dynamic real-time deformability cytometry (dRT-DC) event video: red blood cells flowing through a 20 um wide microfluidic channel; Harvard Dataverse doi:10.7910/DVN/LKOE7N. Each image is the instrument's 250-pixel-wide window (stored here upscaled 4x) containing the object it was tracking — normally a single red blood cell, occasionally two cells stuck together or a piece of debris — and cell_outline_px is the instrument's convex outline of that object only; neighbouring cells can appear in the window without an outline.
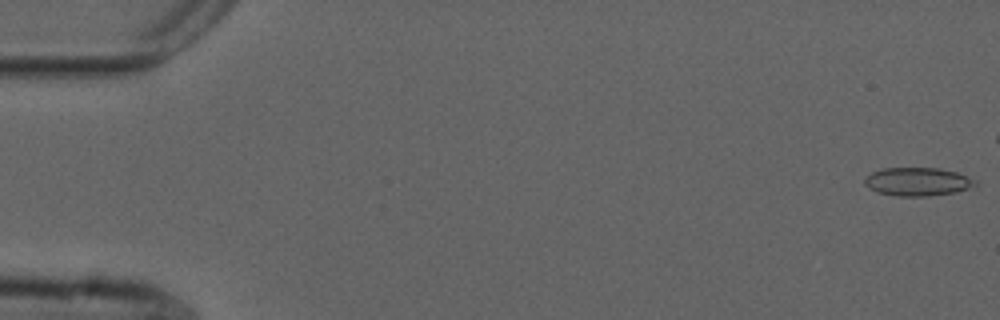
{"species": "common noctule bat (a hibernating species)", "species_latin": "Nyctalus noctula", "temperature_condition": "cold", "stored_images_in_passage": 22, "camera_frame_rate_fps": 3000, "um_per_image_px": 0.085, "animal": {"sex": "male", "forearm_length_mm": 52.5}, "frame": {"image": 1, "passage_image": 1, "time_ms": 0.0, "image_size_px": [1000, 320], "cell_outline_px": [[976, 184], [968, 188], [956, 192], [928, 196], [896, 196], [876, 192], [864, 184], [864, 180], [872, 172], [884, 168], [940, 168], [956, 172], [976, 180]], "centroid_in_image_um": [77.98, 15.44], "position_along_channel_um": 7.0, "area_um2": 18.15}}
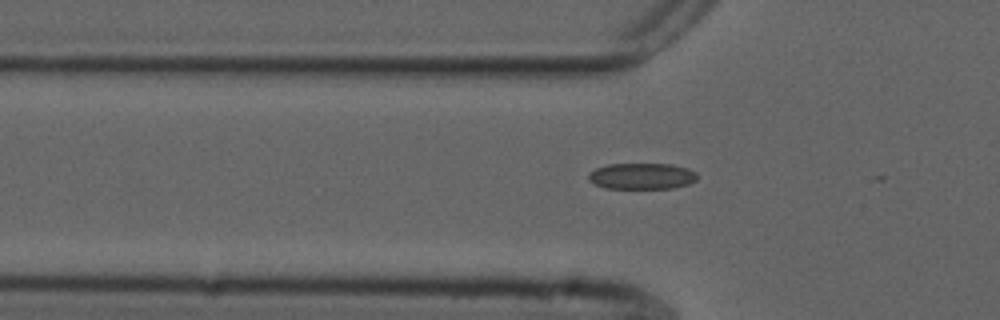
{"frame": {"image": 2, "passage_image": 18, "time_ms": 5.667, "image_size_px": [1000, 320], "cell_outline_px": [[696, 180], [688, 184], [672, 188], [604, 188], [588, 180], [588, 172], [596, 168], [608, 164], [672, 164], [688, 168], [696, 172]], "centroid_in_image_um": [54.54, 14.96], "position_along_channel_um": 71.3, "area_um2": 16.59}}
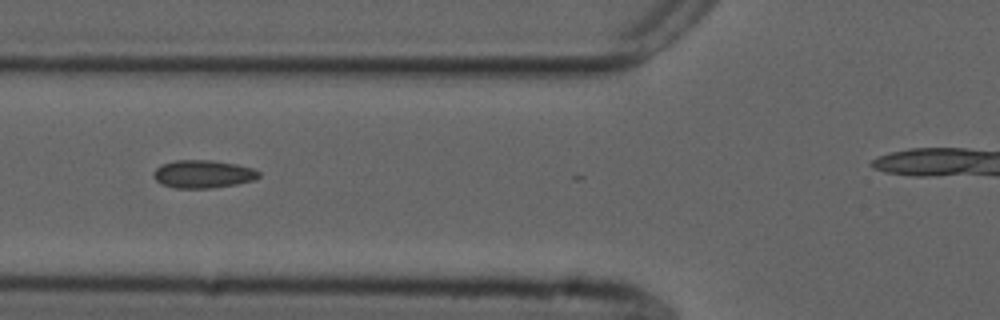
{"frame": {"image": 3, "passage_image": 21, "time_ms": 6.667, "image_size_px": [1000, 320], "cell_outline_px": [[260, 176], [252, 180], [236, 184], [212, 188], [176, 188], [160, 184], [152, 176], [152, 172], [160, 164], [176, 160], [212, 160], [236, 164], [252, 168], [260, 172]], "centroid_in_image_um": [17.21, 14.79], "position_along_channel_um": 108.6, "area_um2": 17.22}}